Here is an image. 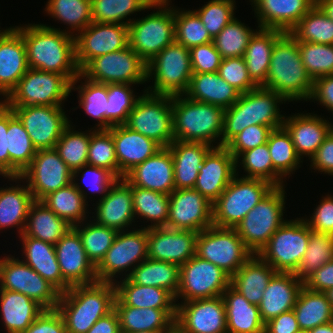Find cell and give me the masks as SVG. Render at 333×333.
<instances>
[{
    "instance_id": "9",
    "label": "cell",
    "mask_w": 333,
    "mask_h": 333,
    "mask_svg": "<svg viewBox=\"0 0 333 333\" xmlns=\"http://www.w3.org/2000/svg\"><path fill=\"white\" fill-rule=\"evenodd\" d=\"M192 74L190 50L173 42L147 63V80L153 79L154 85L145 91L171 96L184 94Z\"/></svg>"
},
{
    "instance_id": "74",
    "label": "cell",
    "mask_w": 333,
    "mask_h": 333,
    "mask_svg": "<svg viewBox=\"0 0 333 333\" xmlns=\"http://www.w3.org/2000/svg\"><path fill=\"white\" fill-rule=\"evenodd\" d=\"M299 331L295 313L290 310L265 323L264 333H298Z\"/></svg>"
},
{
    "instance_id": "44",
    "label": "cell",
    "mask_w": 333,
    "mask_h": 333,
    "mask_svg": "<svg viewBox=\"0 0 333 333\" xmlns=\"http://www.w3.org/2000/svg\"><path fill=\"white\" fill-rule=\"evenodd\" d=\"M34 197L27 185L0 188V230L16 227L23 234Z\"/></svg>"
},
{
    "instance_id": "36",
    "label": "cell",
    "mask_w": 333,
    "mask_h": 333,
    "mask_svg": "<svg viewBox=\"0 0 333 333\" xmlns=\"http://www.w3.org/2000/svg\"><path fill=\"white\" fill-rule=\"evenodd\" d=\"M240 92L222 79L218 72L193 73L188 90L184 93L191 100L231 107L239 98Z\"/></svg>"
},
{
    "instance_id": "73",
    "label": "cell",
    "mask_w": 333,
    "mask_h": 333,
    "mask_svg": "<svg viewBox=\"0 0 333 333\" xmlns=\"http://www.w3.org/2000/svg\"><path fill=\"white\" fill-rule=\"evenodd\" d=\"M8 107L0 101V175L9 177V152L7 149Z\"/></svg>"
},
{
    "instance_id": "53",
    "label": "cell",
    "mask_w": 333,
    "mask_h": 333,
    "mask_svg": "<svg viewBox=\"0 0 333 333\" xmlns=\"http://www.w3.org/2000/svg\"><path fill=\"white\" fill-rule=\"evenodd\" d=\"M46 13L70 26L69 34L79 33L92 23L91 0H48Z\"/></svg>"
},
{
    "instance_id": "51",
    "label": "cell",
    "mask_w": 333,
    "mask_h": 333,
    "mask_svg": "<svg viewBox=\"0 0 333 333\" xmlns=\"http://www.w3.org/2000/svg\"><path fill=\"white\" fill-rule=\"evenodd\" d=\"M154 0H91L92 22L129 25L127 16L153 8ZM126 19V21H124Z\"/></svg>"
},
{
    "instance_id": "2",
    "label": "cell",
    "mask_w": 333,
    "mask_h": 333,
    "mask_svg": "<svg viewBox=\"0 0 333 333\" xmlns=\"http://www.w3.org/2000/svg\"><path fill=\"white\" fill-rule=\"evenodd\" d=\"M115 299L114 283L96 281L71 286L60 294L56 309L67 333H87L100 318L114 310Z\"/></svg>"
},
{
    "instance_id": "76",
    "label": "cell",
    "mask_w": 333,
    "mask_h": 333,
    "mask_svg": "<svg viewBox=\"0 0 333 333\" xmlns=\"http://www.w3.org/2000/svg\"><path fill=\"white\" fill-rule=\"evenodd\" d=\"M316 4L333 20V0H316Z\"/></svg>"
},
{
    "instance_id": "58",
    "label": "cell",
    "mask_w": 333,
    "mask_h": 333,
    "mask_svg": "<svg viewBox=\"0 0 333 333\" xmlns=\"http://www.w3.org/2000/svg\"><path fill=\"white\" fill-rule=\"evenodd\" d=\"M255 32L234 18L213 38V44L223 59L243 57Z\"/></svg>"
},
{
    "instance_id": "7",
    "label": "cell",
    "mask_w": 333,
    "mask_h": 333,
    "mask_svg": "<svg viewBox=\"0 0 333 333\" xmlns=\"http://www.w3.org/2000/svg\"><path fill=\"white\" fill-rule=\"evenodd\" d=\"M236 175L213 203V225L236 228L242 219L275 187L258 178ZM237 177V178H236Z\"/></svg>"
},
{
    "instance_id": "45",
    "label": "cell",
    "mask_w": 333,
    "mask_h": 333,
    "mask_svg": "<svg viewBox=\"0 0 333 333\" xmlns=\"http://www.w3.org/2000/svg\"><path fill=\"white\" fill-rule=\"evenodd\" d=\"M7 149L9 152V177H20L30 166L37 149L22 122L8 107Z\"/></svg>"
},
{
    "instance_id": "31",
    "label": "cell",
    "mask_w": 333,
    "mask_h": 333,
    "mask_svg": "<svg viewBox=\"0 0 333 333\" xmlns=\"http://www.w3.org/2000/svg\"><path fill=\"white\" fill-rule=\"evenodd\" d=\"M297 113L284 118L283 127L291 135L296 153L310 159L332 130V123L318 114Z\"/></svg>"
},
{
    "instance_id": "12",
    "label": "cell",
    "mask_w": 333,
    "mask_h": 333,
    "mask_svg": "<svg viewBox=\"0 0 333 333\" xmlns=\"http://www.w3.org/2000/svg\"><path fill=\"white\" fill-rule=\"evenodd\" d=\"M125 125L154 140L161 147H168L174 141L172 96L144 91L137 99Z\"/></svg>"
},
{
    "instance_id": "59",
    "label": "cell",
    "mask_w": 333,
    "mask_h": 333,
    "mask_svg": "<svg viewBox=\"0 0 333 333\" xmlns=\"http://www.w3.org/2000/svg\"><path fill=\"white\" fill-rule=\"evenodd\" d=\"M174 21L175 42L178 44L190 49L201 44L213 42V38L194 11L174 8Z\"/></svg>"
},
{
    "instance_id": "30",
    "label": "cell",
    "mask_w": 333,
    "mask_h": 333,
    "mask_svg": "<svg viewBox=\"0 0 333 333\" xmlns=\"http://www.w3.org/2000/svg\"><path fill=\"white\" fill-rule=\"evenodd\" d=\"M113 137L119 168V179L135 166L153 156L162 147L154 140L130 129L125 124L108 130Z\"/></svg>"
},
{
    "instance_id": "55",
    "label": "cell",
    "mask_w": 333,
    "mask_h": 333,
    "mask_svg": "<svg viewBox=\"0 0 333 333\" xmlns=\"http://www.w3.org/2000/svg\"><path fill=\"white\" fill-rule=\"evenodd\" d=\"M73 228L82 239L88 259L97 267L113 244L118 231L101 226L93 222V220H90L86 224L84 222L80 223V225L76 224Z\"/></svg>"
},
{
    "instance_id": "43",
    "label": "cell",
    "mask_w": 333,
    "mask_h": 333,
    "mask_svg": "<svg viewBox=\"0 0 333 333\" xmlns=\"http://www.w3.org/2000/svg\"><path fill=\"white\" fill-rule=\"evenodd\" d=\"M73 226L58 217L43 202L35 200L30 206L23 234L56 244Z\"/></svg>"
},
{
    "instance_id": "48",
    "label": "cell",
    "mask_w": 333,
    "mask_h": 333,
    "mask_svg": "<svg viewBox=\"0 0 333 333\" xmlns=\"http://www.w3.org/2000/svg\"><path fill=\"white\" fill-rule=\"evenodd\" d=\"M134 216L151 221L146 228L166 227L169 212V195L131 186Z\"/></svg>"
},
{
    "instance_id": "29",
    "label": "cell",
    "mask_w": 333,
    "mask_h": 333,
    "mask_svg": "<svg viewBox=\"0 0 333 333\" xmlns=\"http://www.w3.org/2000/svg\"><path fill=\"white\" fill-rule=\"evenodd\" d=\"M259 28L289 31L316 5V0H250Z\"/></svg>"
},
{
    "instance_id": "79",
    "label": "cell",
    "mask_w": 333,
    "mask_h": 333,
    "mask_svg": "<svg viewBox=\"0 0 333 333\" xmlns=\"http://www.w3.org/2000/svg\"><path fill=\"white\" fill-rule=\"evenodd\" d=\"M325 293H326V295L328 297V301L330 302L332 309H333V288L329 289Z\"/></svg>"
},
{
    "instance_id": "17",
    "label": "cell",
    "mask_w": 333,
    "mask_h": 333,
    "mask_svg": "<svg viewBox=\"0 0 333 333\" xmlns=\"http://www.w3.org/2000/svg\"><path fill=\"white\" fill-rule=\"evenodd\" d=\"M9 181L25 182L34 200L41 201L48 194L73 182V172L53 149L37 150L30 166L20 177H4ZM25 179V181L23 180Z\"/></svg>"
},
{
    "instance_id": "6",
    "label": "cell",
    "mask_w": 333,
    "mask_h": 333,
    "mask_svg": "<svg viewBox=\"0 0 333 333\" xmlns=\"http://www.w3.org/2000/svg\"><path fill=\"white\" fill-rule=\"evenodd\" d=\"M171 0H154L158 9L128 25L129 46L146 62L175 42L174 7Z\"/></svg>"
},
{
    "instance_id": "23",
    "label": "cell",
    "mask_w": 333,
    "mask_h": 333,
    "mask_svg": "<svg viewBox=\"0 0 333 333\" xmlns=\"http://www.w3.org/2000/svg\"><path fill=\"white\" fill-rule=\"evenodd\" d=\"M198 233L166 227L147 229L148 258L183 265L196 255Z\"/></svg>"
},
{
    "instance_id": "61",
    "label": "cell",
    "mask_w": 333,
    "mask_h": 333,
    "mask_svg": "<svg viewBox=\"0 0 333 333\" xmlns=\"http://www.w3.org/2000/svg\"><path fill=\"white\" fill-rule=\"evenodd\" d=\"M297 42L302 63L313 81L318 77L333 75V45Z\"/></svg>"
},
{
    "instance_id": "21",
    "label": "cell",
    "mask_w": 333,
    "mask_h": 333,
    "mask_svg": "<svg viewBox=\"0 0 333 333\" xmlns=\"http://www.w3.org/2000/svg\"><path fill=\"white\" fill-rule=\"evenodd\" d=\"M213 225V204L194 188L175 189L169 195L166 228L201 232Z\"/></svg>"
},
{
    "instance_id": "35",
    "label": "cell",
    "mask_w": 333,
    "mask_h": 333,
    "mask_svg": "<svg viewBox=\"0 0 333 333\" xmlns=\"http://www.w3.org/2000/svg\"><path fill=\"white\" fill-rule=\"evenodd\" d=\"M121 333L139 331H166L176 319V310L135 308L123 305L117 298L114 303Z\"/></svg>"
},
{
    "instance_id": "56",
    "label": "cell",
    "mask_w": 333,
    "mask_h": 333,
    "mask_svg": "<svg viewBox=\"0 0 333 333\" xmlns=\"http://www.w3.org/2000/svg\"><path fill=\"white\" fill-rule=\"evenodd\" d=\"M235 163L237 170L242 165L244 172L246 171L247 175L243 177L263 179L274 186H285L283 178L273 168L267 143L242 152Z\"/></svg>"
},
{
    "instance_id": "20",
    "label": "cell",
    "mask_w": 333,
    "mask_h": 333,
    "mask_svg": "<svg viewBox=\"0 0 333 333\" xmlns=\"http://www.w3.org/2000/svg\"><path fill=\"white\" fill-rule=\"evenodd\" d=\"M76 63L81 71L92 59L129 45L128 25L92 22L74 33Z\"/></svg>"
},
{
    "instance_id": "67",
    "label": "cell",
    "mask_w": 333,
    "mask_h": 333,
    "mask_svg": "<svg viewBox=\"0 0 333 333\" xmlns=\"http://www.w3.org/2000/svg\"><path fill=\"white\" fill-rule=\"evenodd\" d=\"M189 50L193 73L218 72L223 58L215 48L213 42L201 44Z\"/></svg>"
},
{
    "instance_id": "16",
    "label": "cell",
    "mask_w": 333,
    "mask_h": 333,
    "mask_svg": "<svg viewBox=\"0 0 333 333\" xmlns=\"http://www.w3.org/2000/svg\"><path fill=\"white\" fill-rule=\"evenodd\" d=\"M0 289L22 293L45 310L56 309L61 294L24 261L12 255L0 259Z\"/></svg>"
},
{
    "instance_id": "78",
    "label": "cell",
    "mask_w": 333,
    "mask_h": 333,
    "mask_svg": "<svg viewBox=\"0 0 333 333\" xmlns=\"http://www.w3.org/2000/svg\"><path fill=\"white\" fill-rule=\"evenodd\" d=\"M163 333H187L185 332L177 323H173L166 331Z\"/></svg>"
},
{
    "instance_id": "69",
    "label": "cell",
    "mask_w": 333,
    "mask_h": 333,
    "mask_svg": "<svg viewBox=\"0 0 333 333\" xmlns=\"http://www.w3.org/2000/svg\"><path fill=\"white\" fill-rule=\"evenodd\" d=\"M22 333H67L61 314L54 310H44Z\"/></svg>"
},
{
    "instance_id": "22",
    "label": "cell",
    "mask_w": 333,
    "mask_h": 333,
    "mask_svg": "<svg viewBox=\"0 0 333 333\" xmlns=\"http://www.w3.org/2000/svg\"><path fill=\"white\" fill-rule=\"evenodd\" d=\"M177 323L187 333H222L227 331L222 296L177 303Z\"/></svg>"
},
{
    "instance_id": "46",
    "label": "cell",
    "mask_w": 333,
    "mask_h": 333,
    "mask_svg": "<svg viewBox=\"0 0 333 333\" xmlns=\"http://www.w3.org/2000/svg\"><path fill=\"white\" fill-rule=\"evenodd\" d=\"M300 330H311L333 321V309L324 292H316L305 286L299 291L293 308Z\"/></svg>"
},
{
    "instance_id": "40",
    "label": "cell",
    "mask_w": 333,
    "mask_h": 333,
    "mask_svg": "<svg viewBox=\"0 0 333 333\" xmlns=\"http://www.w3.org/2000/svg\"><path fill=\"white\" fill-rule=\"evenodd\" d=\"M284 33L278 29L258 27L250 38L243 57L249 76L258 86H262L267 80L273 47Z\"/></svg>"
},
{
    "instance_id": "72",
    "label": "cell",
    "mask_w": 333,
    "mask_h": 333,
    "mask_svg": "<svg viewBox=\"0 0 333 333\" xmlns=\"http://www.w3.org/2000/svg\"><path fill=\"white\" fill-rule=\"evenodd\" d=\"M311 99L325 106L333 114V75L318 77L314 80L310 101Z\"/></svg>"
},
{
    "instance_id": "8",
    "label": "cell",
    "mask_w": 333,
    "mask_h": 333,
    "mask_svg": "<svg viewBox=\"0 0 333 333\" xmlns=\"http://www.w3.org/2000/svg\"><path fill=\"white\" fill-rule=\"evenodd\" d=\"M285 193L284 186H275L235 228L253 254H258L286 221L283 218Z\"/></svg>"
},
{
    "instance_id": "70",
    "label": "cell",
    "mask_w": 333,
    "mask_h": 333,
    "mask_svg": "<svg viewBox=\"0 0 333 333\" xmlns=\"http://www.w3.org/2000/svg\"><path fill=\"white\" fill-rule=\"evenodd\" d=\"M310 167L324 172V174L333 175V129L326 136L315 154L311 157Z\"/></svg>"
},
{
    "instance_id": "57",
    "label": "cell",
    "mask_w": 333,
    "mask_h": 333,
    "mask_svg": "<svg viewBox=\"0 0 333 333\" xmlns=\"http://www.w3.org/2000/svg\"><path fill=\"white\" fill-rule=\"evenodd\" d=\"M333 259V235L310 229V239L301 264L294 273L304 281L313 272Z\"/></svg>"
},
{
    "instance_id": "62",
    "label": "cell",
    "mask_w": 333,
    "mask_h": 333,
    "mask_svg": "<svg viewBox=\"0 0 333 333\" xmlns=\"http://www.w3.org/2000/svg\"><path fill=\"white\" fill-rule=\"evenodd\" d=\"M87 153V164L105 168L119 179L114 141L108 130H95L91 134Z\"/></svg>"
},
{
    "instance_id": "66",
    "label": "cell",
    "mask_w": 333,
    "mask_h": 333,
    "mask_svg": "<svg viewBox=\"0 0 333 333\" xmlns=\"http://www.w3.org/2000/svg\"><path fill=\"white\" fill-rule=\"evenodd\" d=\"M80 173H82L80 177H82L81 179L84 185H86L93 194L100 193L102 196H100V199L106 196L110 186L117 180L107 169L85 164L73 172V181L77 180Z\"/></svg>"
},
{
    "instance_id": "10",
    "label": "cell",
    "mask_w": 333,
    "mask_h": 333,
    "mask_svg": "<svg viewBox=\"0 0 333 333\" xmlns=\"http://www.w3.org/2000/svg\"><path fill=\"white\" fill-rule=\"evenodd\" d=\"M71 93V82L61 74L29 68L2 101L7 107L62 106Z\"/></svg>"
},
{
    "instance_id": "11",
    "label": "cell",
    "mask_w": 333,
    "mask_h": 333,
    "mask_svg": "<svg viewBox=\"0 0 333 333\" xmlns=\"http://www.w3.org/2000/svg\"><path fill=\"white\" fill-rule=\"evenodd\" d=\"M310 239V228L305 218L286 220L257 254L277 272L295 273Z\"/></svg>"
},
{
    "instance_id": "54",
    "label": "cell",
    "mask_w": 333,
    "mask_h": 333,
    "mask_svg": "<svg viewBox=\"0 0 333 333\" xmlns=\"http://www.w3.org/2000/svg\"><path fill=\"white\" fill-rule=\"evenodd\" d=\"M70 123L63 131L54 149L69 169L74 172L83 165L87 164L88 149L91 134L95 131L89 130L88 133L79 132L73 129Z\"/></svg>"
},
{
    "instance_id": "5",
    "label": "cell",
    "mask_w": 333,
    "mask_h": 333,
    "mask_svg": "<svg viewBox=\"0 0 333 333\" xmlns=\"http://www.w3.org/2000/svg\"><path fill=\"white\" fill-rule=\"evenodd\" d=\"M225 109L189 99L184 94L172 95L174 140L201 142L208 145L217 141L221 146Z\"/></svg>"
},
{
    "instance_id": "68",
    "label": "cell",
    "mask_w": 333,
    "mask_h": 333,
    "mask_svg": "<svg viewBox=\"0 0 333 333\" xmlns=\"http://www.w3.org/2000/svg\"><path fill=\"white\" fill-rule=\"evenodd\" d=\"M305 222L313 231L333 235V196L328 194L322 197L310 219L306 218Z\"/></svg>"
},
{
    "instance_id": "15",
    "label": "cell",
    "mask_w": 333,
    "mask_h": 333,
    "mask_svg": "<svg viewBox=\"0 0 333 333\" xmlns=\"http://www.w3.org/2000/svg\"><path fill=\"white\" fill-rule=\"evenodd\" d=\"M147 247L146 227L130 230V232L118 231L104 259L96 267L97 280L115 283L117 280L114 277L117 278L121 273L128 278L133 269L148 258ZM129 269L132 270L129 271Z\"/></svg>"
},
{
    "instance_id": "65",
    "label": "cell",
    "mask_w": 333,
    "mask_h": 333,
    "mask_svg": "<svg viewBox=\"0 0 333 333\" xmlns=\"http://www.w3.org/2000/svg\"><path fill=\"white\" fill-rule=\"evenodd\" d=\"M273 129L265 125H251L236 135L225 147L236 159L242 152L267 143Z\"/></svg>"
},
{
    "instance_id": "27",
    "label": "cell",
    "mask_w": 333,
    "mask_h": 333,
    "mask_svg": "<svg viewBox=\"0 0 333 333\" xmlns=\"http://www.w3.org/2000/svg\"><path fill=\"white\" fill-rule=\"evenodd\" d=\"M124 179L140 187L166 195L175 190L173 158L168 147H162L153 156L135 166Z\"/></svg>"
},
{
    "instance_id": "37",
    "label": "cell",
    "mask_w": 333,
    "mask_h": 333,
    "mask_svg": "<svg viewBox=\"0 0 333 333\" xmlns=\"http://www.w3.org/2000/svg\"><path fill=\"white\" fill-rule=\"evenodd\" d=\"M277 271L253 254L231 277L230 285L251 304L259 305L263 291Z\"/></svg>"
},
{
    "instance_id": "1",
    "label": "cell",
    "mask_w": 333,
    "mask_h": 333,
    "mask_svg": "<svg viewBox=\"0 0 333 333\" xmlns=\"http://www.w3.org/2000/svg\"><path fill=\"white\" fill-rule=\"evenodd\" d=\"M27 62L31 69L64 75L70 82L80 74L75 36L46 24L22 26Z\"/></svg>"
},
{
    "instance_id": "50",
    "label": "cell",
    "mask_w": 333,
    "mask_h": 333,
    "mask_svg": "<svg viewBox=\"0 0 333 333\" xmlns=\"http://www.w3.org/2000/svg\"><path fill=\"white\" fill-rule=\"evenodd\" d=\"M81 78L85 82H81L82 85L77 86V88L75 85L80 82ZM75 89L79 93V106L87 115L99 121L95 130H106V111H108L107 84L93 82L87 78L84 79V76L80 73L71 82V91Z\"/></svg>"
},
{
    "instance_id": "34",
    "label": "cell",
    "mask_w": 333,
    "mask_h": 333,
    "mask_svg": "<svg viewBox=\"0 0 333 333\" xmlns=\"http://www.w3.org/2000/svg\"><path fill=\"white\" fill-rule=\"evenodd\" d=\"M168 148L173 158L175 189L194 188L203 159L212 145L174 140Z\"/></svg>"
},
{
    "instance_id": "47",
    "label": "cell",
    "mask_w": 333,
    "mask_h": 333,
    "mask_svg": "<svg viewBox=\"0 0 333 333\" xmlns=\"http://www.w3.org/2000/svg\"><path fill=\"white\" fill-rule=\"evenodd\" d=\"M179 277V265L147 258L133 269L128 278L137 285L161 287L176 297Z\"/></svg>"
},
{
    "instance_id": "71",
    "label": "cell",
    "mask_w": 333,
    "mask_h": 333,
    "mask_svg": "<svg viewBox=\"0 0 333 333\" xmlns=\"http://www.w3.org/2000/svg\"><path fill=\"white\" fill-rule=\"evenodd\" d=\"M303 286L316 292H326L333 288V259L303 281Z\"/></svg>"
},
{
    "instance_id": "42",
    "label": "cell",
    "mask_w": 333,
    "mask_h": 333,
    "mask_svg": "<svg viewBox=\"0 0 333 333\" xmlns=\"http://www.w3.org/2000/svg\"><path fill=\"white\" fill-rule=\"evenodd\" d=\"M79 184L73 181L68 186L48 194L41 200L58 217L65 219L71 226L87 221L88 218L86 217L87 206H89L87 192Z\"/></svg>"
},
{
    "instance_id": "14",
    "label": "cell",
    "mask_w": 333,
    "mask_h": 333,
    "mask_svg": "<svg viewBox=\"0 0 333 333\" xmlns=\"http://www.w3.org/2000/svg\"><path fill=\"white\" fill-rule=\"evenodd\" d=\"M80 73L84 78L102 84L148 82L147 63L129 45L92 59Z\"/></svg>"
},
{
    "instance_id": "32",
    "label": "cell",
    "mask_w": 333,
    "mask_h": 333,
    "mask_svg": "<svg viewBox=\"0 0 333 333\" xmlns=\"http://www.w3.org/2000/svg\"><path fill=\"white\" fill-rule=\"evenodd\" d=\"M303 281L292 272H276L263 291V297L258 305L261 319L264 323L293 310Z\"/></svg>"
},
{
    "instance_id": "13",
    "label": "cell",
    "mask_w": 333,
    "mask_h": 333,
    "mask_svg": "<svg viewBox=\"0 0 333 333\" xmlns=\"http://www.w3.org/2000/svg\"><path fill=\"white\" fill-rule=\"evenodd\" d=\"M196 255L232 277L253 253L234 228L211 225L198 233Z\"/></svg>"
},
{
    "instance_id": "75",
    "label": "cell",
    "mask_w": 333,
    "mask_h": 333,
    "mask_svg": "<svg viewBox=\"0 0 333 333\" xmlns=\"http://www.w3.org/2000/svg\"><path fill=\"white\" fill-rule=\"evenodd\" d=\"M87 333H121L117 312L113 310L100 318Z\"/></svg>"
},
{
    "instance_id": "52",
    "label": "cell",
    "mask_w": 333,
    "mask_h": 333,
    "mask_svg": "<svg viewBox=\"0 0 333 333\" xmlns=\"http://www.w3.org/2000/svg\"><path fill=\"white\" fill-rule=\"evenodd\" d=\"M267 145L273 168L283 179L293 174L303 163L296 153L291 135L283 126L270 133Z\"/></svg>"
},
{
    "instance_id": "80",
    "label": "cell",
    "mask_w": 333,
    "mask_h": 333,
    "mask_svg": "<svg viewBox=\"0 0 333 333\" xmlns=\"http://www.w3.org/2000/svg\"><path fill=\"white\" fill-rule=\"evenodd\" d=\"M11 27H9L8 29L6 28L5 30H0V38L10 29Z\"/></svg>"
},
{
    "instance_id": "41",
    "label": "cell",
    "mask_w": 333,
    "mask_h": 333,
    "mask_svg": "<svg viewBox=\"0 0 333 333\" xmlns=\"http://www.w3.org/2000/svg\"><path fill=\"white\" fill-rule=\"evenodd\" d=\"M116 298L125 306L135 308H154L176 310L175 297L161 287L143 286L133 283L129 278L116 281Z\"/></svg>"
},
{
    "instance_id": "4",
    "label": "cell",
    "mask_w": 333,
    "mask_h": 333,
    "mask_svg": "<svg viewBox=\"0 0 333 333\" xmlns=\"http://www.w3.org/2000/svg\"><path fill=\"white\" fill-rule=\"evenodd\" d=\"M283 102L287 101L281 95L261 86L240 94L238 100L224 111L221 146H226L251 125H265L273 130L281 128L287 117L281 114L278 106Z\"/></svg>"
},
{
    "instance_id": "64",
    "label": "cell",
    "mask_w": 333,
    "mask_h": 333,
    "mask_svg": "<svg viewBox=\"0 0 333 333\" xmlns=\"http://www.w3.org/2000/svg\"><path fill=\"white\" fill-rule=\"evenodd\" d=\"M218 74L241 94L259 87L249 76L244 57L222 59Z\"/></svg>"
},
{
    "instance_id": "24",
    "label": "cell",
    "mask_w": 333,
    "mask_h": 333,
    "mask_svg": "<svg viewBox=\"0 0 333 333\" xmlns=\"http://www.w3.org/2000/svg\"><path fill=\"white\" fill-rule=\"evenodd\" d=\"M235 162L225 146L212 147L203 159L194 189L213 204L236 175Z\"/></svg>"
},
{
    "instance_id": "18",
    "label": "cell",
    "mask_w": 333,
    "mask_h": 333,
    "mask_svg": "<svg viewBox=\"0 0 333 333\" xmlns=\"http://www.w3.org/2000/svg\"><path fill=\"white\" fill-rule=\"evenodd\" d=\"M230 280L231 277L221 268L195 255L180 266L175 301L179 298L187 302L221 296Z\"/></svg>"
},
{
    "instance_id": "38",
    "label": "cell",
    "mask_w": 333,
    "mask_h": 333,
    "mask_svg": "<svg viewBox=\"0 0 333 333\" xmlns=\"http://www.w3.org/2000/svg\"><path fill=\"white\" fill-rule=\"evenodd\" d=\"M225 304L227 330L232 333H264L258 305L251 304L231 285L222 293Z\"/></svg>"
},
{
    "instance_id": "19",
    "label": "cell",
    "mask_w": 333,
    "mask_h": 333,
    "mask_svg": "<svg viewBox=\"0 0 333 333\" xmlns=\"http://www.w3.org/2000/svg\"><path fill=\"white\" fill-rule=\"evenodd\" d=\"M22 122L37 150L53 149L70 124L62 106L9 107Z\"/></svg>"
},
{
    "instance_id": "28",
    "label": "cell",
    "mask_w": 333,
    "mask_h": 333,
    "mask_svg": "<svg viewBox=\"0 0 333 333\" xmlns=\"http://www.w3.org/2000/svg\"><path fill=\"white\" fill-rule=\"evenodd\" d=\"M28 69L22 26H13L0 38V96L5 99Z\"/></svg>"
},
{
    "instance_id": "49",
    "label": "cell",
    "mask_w": 333,
    "mask_h": 333,
    "mask_svg": "<svg viewBox=\"0 0 333 333\" xmlns=\"http://www.w3.org/2000/svg\"><path fill=\"white\" fill-rule=\"evenodd\" d=\"M289 34L296 41L333 45V20L316 4Z\"/></svg>"
},
{
    "instance_id": "77",
    "label": "cell",
    "mask_w": 333,
    "mask_h": 333,
    "mask_svg": "<svg viewBox=\"0 0 333 333\" xmlns=\"http://www.w3.org/2000/svg\"><path fill=\"white\" fill-rule=\"evenodd\" d=\"M309 331L310 333H333V321L317 326Z\"/></svg>"
},
{
    "instance_id": "60",
    "label": "cell",
    "mask_w": 333,
    "mask_h": 333,
    "mask_svg": "<svg viewBox=\"0 0 333 333\" xmlns=\"http://www.w3.org/2000/svg\"><path fill=\"white\" fill-rule=\"evenodd\" d=\"M132 84H107L108 111H106V130L112 126L123 125L127 122L130 112L139 98L134 95Z\"/></svg>"
},
{
    "instance_id": "26",
    "label": "cell",
    "mask_w": 333,
    "mask_h": 333,
    "mask_svg": "<svg viewBox=\"0 0 333 333\" xmlns=\"http://www.w3.org/2000/svg\"><path fill=\"white\" fill-rule=\"evenodd\" d=\"M97 202L94 209L96 216H92L95 217V223L125 231L136 222L131 185L124 178L117 179L108 189L106 196Z\"/></svg>"
},
{
    "instance_id": "33",
    "label": "cell",
    "mask_w": 333,
    "mask_h": 333,
    "mask_svg": "<svg viewBox=\"0 0 333 333\" xmlns=\"http://www.w3.org/2000/svg\"><path fill=\"white\" fill-rule=\"evenodd\" d=\"M23 246V259L42 278L53 285L60 293L66 292L71 286L63 279L56 258L55 246L29 236H19Z\"/></svg>"
},
{
    "instance_id": "39",
    "label": "cell",
    "mask_w": 333,
    "mask_h": 333,
    "mask_svg": "<svg viewBox=\"0 0 333 333\" xmlns=\"http://www.w3.org/2000/svg\"><path fill=\"white\" fill-rule=\"evenodd\" d=\"M44 310L22 293L0 289V314L7 333L24 332Z\"/></svg>"
},
{
    "instance_id": "63",
    "label": "cell",
    "mask_w": 333,
    "mask_h": 333,
    "mask_svg": "<svg viewBox=\"0 0 333 333\" xmlns=\"http://www.w3.org/2000/svg\"><path fill=\"white\" fill-rule=\"evenodd\" d=\"M235 0H210L202 8L193 10L212 38L235 18Z\"/></svg>"
},
{
    "instance_id": "25",
    "label": "cell",
    "mask_w": 333,
    "mask_h": 333,
    "mask_svg": "<svg viewBox=\"0 0 333 333\" xmlns=\"http://www.w3.org/2000/svg\"><path fill=\"white\" fill-rule=\"evenodd\" d=\"M54 246L60 272L70 286L98 281L96 267L88 259L82 239L74 228H71Z\"/></svg>"
},
{
    "instance_id": "3",
    "label": "cell",
    "mask_w": 333,
    "mask_h": 333,
    "mask_svg": "<svg viewBox=\"0 0 333 333\" xmlns=\"http://www.w3.org/2000/svg\"><path fill=\"white\" fill-rule=\"evenodd\" d=\"M313 80L302 63L298 42L284 33L271 53L270 67L263 88L275 91L286 101H310Z\"/></svg>"
}]
</instances>
